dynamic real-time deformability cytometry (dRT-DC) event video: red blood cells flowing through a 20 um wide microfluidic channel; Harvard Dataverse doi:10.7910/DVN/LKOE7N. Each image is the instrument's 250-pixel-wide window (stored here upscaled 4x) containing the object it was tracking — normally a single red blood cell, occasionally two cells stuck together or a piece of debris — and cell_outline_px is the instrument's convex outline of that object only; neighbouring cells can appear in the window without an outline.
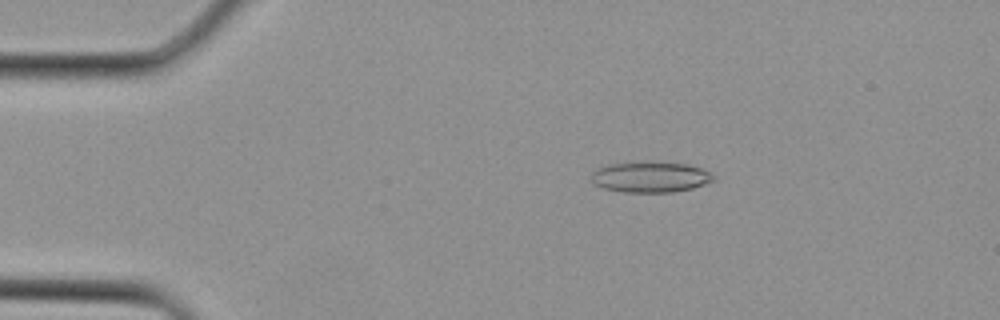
{"species": "Egyptian fruit bat (a non-hibernating species)", "species_latin": "Rousettus aegyptiacus", "temperature_condition": "cold", "stored_images_in_passage": 3, "camera_frame_rate_fps": 3000, "um_per_image_px": 0.085, "animal": {"sex": "female"}, "frame": {"image": 1, "passage_image": 2, "time_ms": 0.333, "image_size_px": [1000, 320], "cell_outline_px": [[716, 180], [692, 188], [672, 192], [624, 192], [604, 188], [596, 184], [592, 180], [592, 172], [596, 168], [608, 164], [688, 164], [700, 168], [716, 176]], "centroid_in_image_um": [55.3, 15.08], "position_along_channel_um": 29.7, "area_um2": 21.04}}